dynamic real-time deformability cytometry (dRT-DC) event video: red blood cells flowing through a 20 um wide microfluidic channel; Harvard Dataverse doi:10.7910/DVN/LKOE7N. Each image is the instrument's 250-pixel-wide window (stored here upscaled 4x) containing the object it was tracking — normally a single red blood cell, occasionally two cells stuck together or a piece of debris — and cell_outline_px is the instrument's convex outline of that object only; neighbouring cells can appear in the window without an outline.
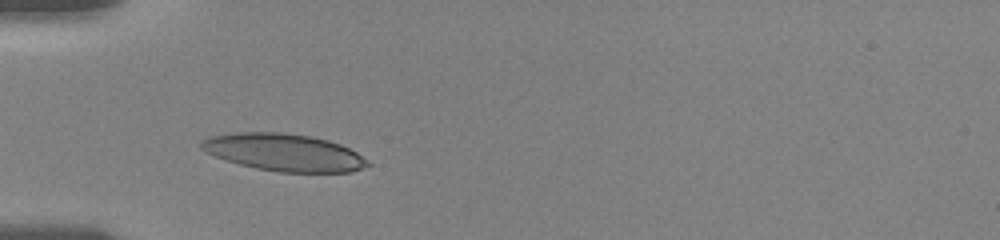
{"species": "human", "species_latin": "Homo sapiens", "temperature_condition": "room temperature", "stored_images_in_passage": 14, "camera_frame_rate_fps": 3000, "um_per_image_px": 0.085, "donor": {"sex": "female"}, "frame": {"image": 1, "passage_image": 1, "time_ms": 0.0, "image_size_px": [1000, 240], "cell_outline_px": [[372, 164], [364, 168], [352, 172], [276, 172], [256, 168], [240, 164], [216, 156], [200, 148], [200, 140], [208, 136], [236, 132], [284, 132], [312, 136], [328, 140], [340, 144], [356, 152], [368, 160]], "centroid_in_image_um": [24.15, 12.94], "position_along_channel_um": 60.8, "area_um2": 36.3}}
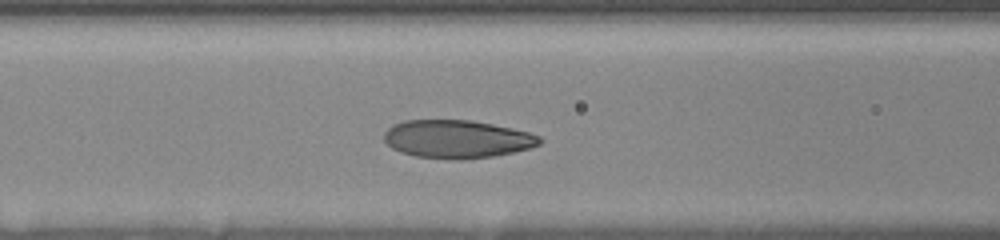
{"frame": {"image": 2, "passage_image": 8, "time_ms": 2.0, "image_size_px": [1000, 240], "cell_outline_px": [[544, 140], [540, 144], [532, 148], [492, 156], [460, 160], [416, 156], [400, 152], [392, 148], [384, 140], [384, 132], [392, 124], [404, 120], [468, 120], [492, 124], [512, 128], [528, 132], [540, 136]], "centroid_in_image_um": [38.85, 11.82], "position_along_channel_um": 127.7, "area_um2": 34.56}}
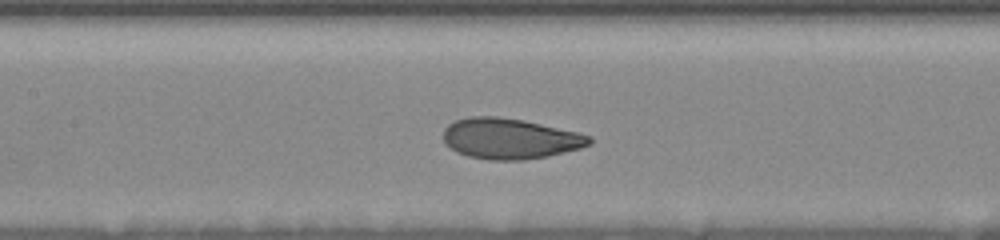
{"frame": {"image": 3, "passage_image": 11, "time_ms": 3.0, "image_size_px": [1000, 240], "cell_outline_px": [[592, 144], [580, 148], [548, 156], [524, 160], [488, 160], [468, 156], [456, 152], [444, 144], [444, 128], [448, 124], [456, 120], [468, 116], [496, 116], [524, 120], [576, 132], [592, 136]], "centroid_in_image_um": [43.32, 11.78], "position_along_channel_um": 164.1, "area_um2": 34.74}}